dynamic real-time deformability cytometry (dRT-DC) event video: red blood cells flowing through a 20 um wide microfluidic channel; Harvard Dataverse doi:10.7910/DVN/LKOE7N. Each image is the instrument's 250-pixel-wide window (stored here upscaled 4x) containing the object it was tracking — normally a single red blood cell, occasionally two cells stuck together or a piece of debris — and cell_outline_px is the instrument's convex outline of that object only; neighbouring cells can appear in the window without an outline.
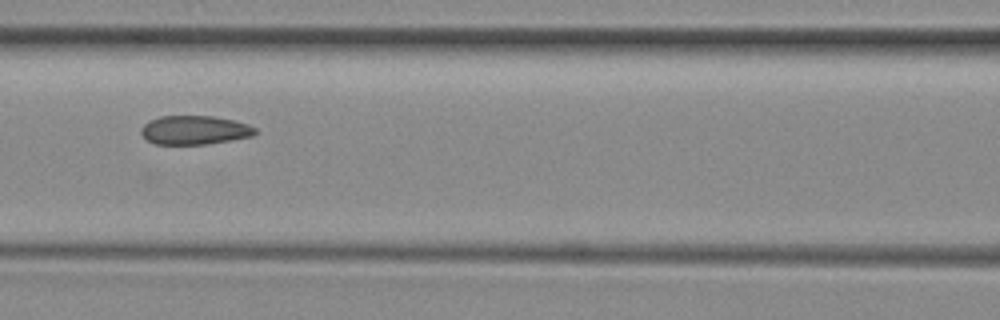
{"species": "common noctule bat (a hibernating species)", "species_latin": "Nyctalus noctula", "temperature_condition": "room temperature", "stored_images_in_passage": 9, "camera_frame_rate_fps": 3000, "um_per_image_px": 0.085, "animal": {"sex": "female", "body_mass_g": 29.2, "forearm_length_mm": 56.3}, "frame": {"image": 1, "passage_image": 6, "time_ms": 6.667, "image_size_px": [1000, 320], "cell_outline_px": [[256, 132], [252, 136], [232, 140], [208, 144], [152, 144], [140, 132], [140, 128], [148, 120], [160, 116], [212, 116], [232, 120], [248, 124], [256, 128]], "centroid_in_image_um": [16.51, 11.06], "position_along_channel_um": 150.1, "area_um2": 19.25}}
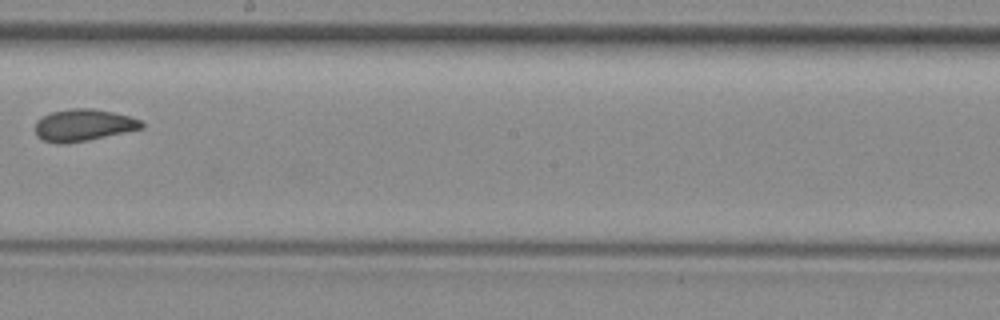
{"frame": {"image": 2, "passage_image": 8, "time_ms": 9.0, "image_size_px": [1000, 320], "cell_outline_px": [[144, 128], [88, 140], [60, 144], [44, 140], [36, 136], [36, 120], [52, 112], [72, 108], [92, 108], [112, 112], [128, 116], [140, 120], [144, 124]], "centroid_in_image_um": [7.09, 10.63], "position_along_channel_um": 241.1, "area_um2": 19.59}}
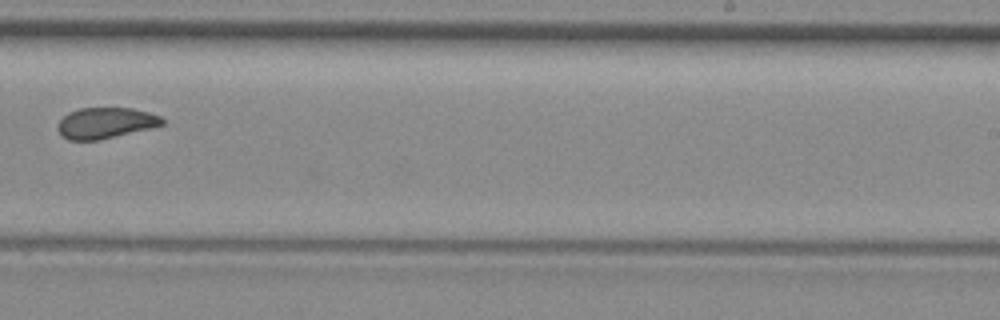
{"frame": {"image": 3, "passage_image": 9, "time_ms": 10.0, "image_size_px": [1000, 320], "cell_outline_px": [[164, 124], [100, 140], [68, 140], [60, 136], [56, 128], [56, 124], [68, 112], [80, 108], [132, 108], [148, 112], [160, 116], [164, 120]], "centroid_in_image_um": [8.9, 10.45], "position_along_channel_um": 280.1, "area_um2": 18.84}}